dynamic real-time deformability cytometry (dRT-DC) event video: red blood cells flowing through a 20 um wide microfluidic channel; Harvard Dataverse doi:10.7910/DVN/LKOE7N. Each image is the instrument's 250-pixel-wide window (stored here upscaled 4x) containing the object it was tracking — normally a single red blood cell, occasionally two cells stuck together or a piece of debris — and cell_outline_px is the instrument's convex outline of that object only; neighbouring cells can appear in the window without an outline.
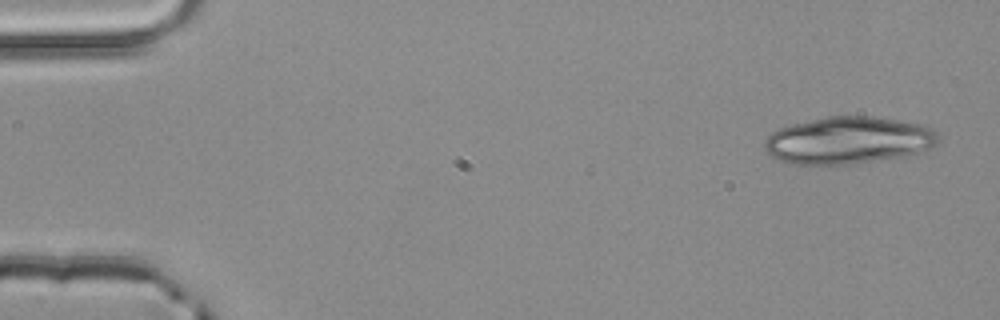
{"species": "common noctule bat (a hibernating species)", "species_latin": "Nyctalus noctula", "temperature_condition": "room temperature", "stored_images_in_passage": 4, "camera_frame_rate_fps": 3000, "um_per_image_px": 0.085, "animal": {"sex": "male", "body_mass_g": 20.4}, "frame": {"image": 1, "passage_image": 1, "time_ms": 0.0, "image_size_px": [1000, 320], "cell_outline_px": [[940, 140], [928, 148], [908, 156], [856, 164], [788, 164], [772, 156], [764, 148], [764, 140], [772, 132], [780, 128], [792, 124], [828, 116], [872, 116], [924, 124], [932, 128], [940, 136]], "centroid_in_image_um": [72.13, 11.93], "position_along_channel_um": 12.9, "area_um2": 48.03}}